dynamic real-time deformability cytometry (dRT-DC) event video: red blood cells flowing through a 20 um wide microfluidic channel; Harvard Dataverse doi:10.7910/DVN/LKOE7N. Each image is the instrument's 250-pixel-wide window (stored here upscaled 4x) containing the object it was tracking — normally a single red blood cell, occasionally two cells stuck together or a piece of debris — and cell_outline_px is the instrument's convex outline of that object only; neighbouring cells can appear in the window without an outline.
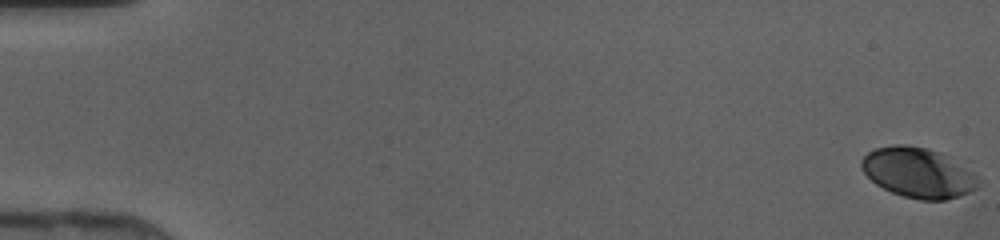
{"species": "human", "species_latin": "Homo sapiens", "temperature_condition": "cold", "stored_images_in_passage": 47, "camera_frame_rate_fps": 3000, "um_per_image_px": 0.085, "donor": {"sex": "female"}, "frame": {"image": 1, "passage_image": 1, "time_ms": 0.0, "image_size_px": [1000, 240], "cell_outline_px": [[980, 184], [976, 188], [960, 196], [944, 200], [920, 200], [904, 196], [892, 192], [876, 184], [864, 172], [860, 164], [860, 160], [868, 152], [876, 148], [896, 144], [904, 144], [928, 148], [940, 152], [980, 176]], "centroid_in_image_um": [78.06, 14.67], "position_along_channel_um": 6.9, "area_um2": 34.04}}
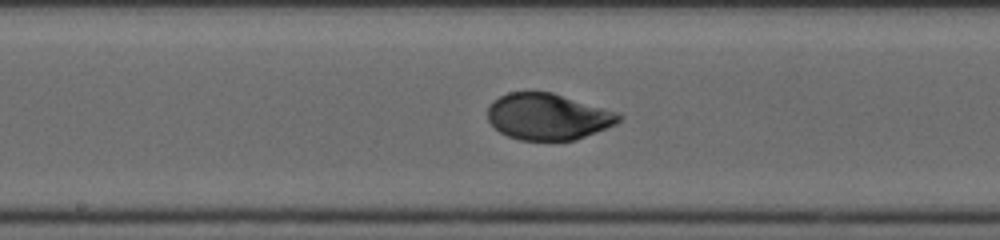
{"frame": {"image": 2, "passage_image": 26, "time_ms": 8.333, "image_size_px": [1000, 240], "cell_outline_px": [[624, 116], [616, 124], [576, 140], [520, 140], [508, 136], [500, 132], [488, 120], [488, 108], [500, 96], [508, 92], [552, 92], [620, 112]], "centroid_in_image_um": [46.63, 9.91], "position_along_channel_um": 201.6, "area_um2": 35.43}}
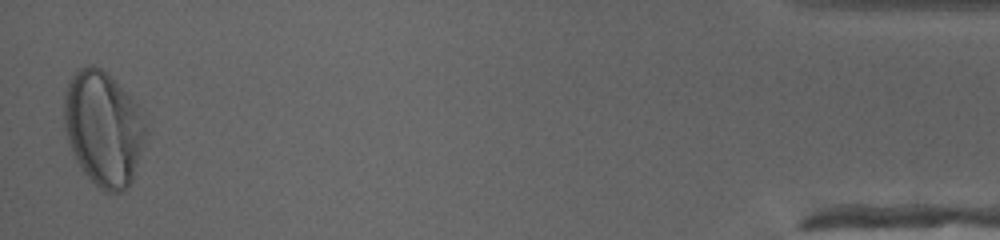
{"frame": {"image": 3, "passage_image": 47, "time_ms": 15.333, "image_size_px": [1000, 240], "cell_outline_px": [[148, 132], [132, 180], [128, 188], [120, 192], [104, 192], [88, 180], [72, 152], [64, 128], [64, 92], [68, 80], [80, 68], [88, 64], [92, 64], [100, 68], [136, 104]], "centroid_in_image_um": [8.76, 10.96], "position_along_channel_um": 426.4, "area_um2": 54.33}}